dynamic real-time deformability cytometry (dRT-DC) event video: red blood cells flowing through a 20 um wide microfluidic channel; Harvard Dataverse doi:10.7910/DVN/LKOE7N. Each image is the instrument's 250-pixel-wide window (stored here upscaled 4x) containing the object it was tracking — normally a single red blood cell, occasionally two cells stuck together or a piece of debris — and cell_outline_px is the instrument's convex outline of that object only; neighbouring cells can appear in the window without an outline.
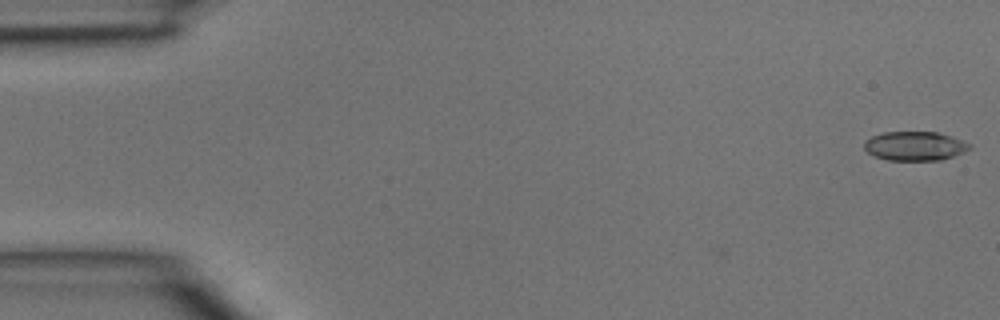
{"species": "common noctule bat (a hibernating species)", "species_latin": "Nyctalus noctula", "temperature_condition": "room temperature", "stored_images_in_passage": 45, "camera_frame_rate_fps": 3000, "um_per_image_px": 0.085, "animal": {"sex": "male", "body_mass_g": 15.6}, "frame": {"image": 1, "passage_image": 1, "time_ms": 0.0, "image_size_px": [1000, 320], "cell_outline_px": [[972, 148], [964, 152], [940, 160], [888, 160], [876, 156], [868, 152], [864, 148], [864, 140], [872, 136], [884, 132], [936, 132], [952, 136], [972, 144]], "centroid_in_image_um": [77.78, 12.4], "position_along_channel_um": 7.2, "area_um2": 17.86}}
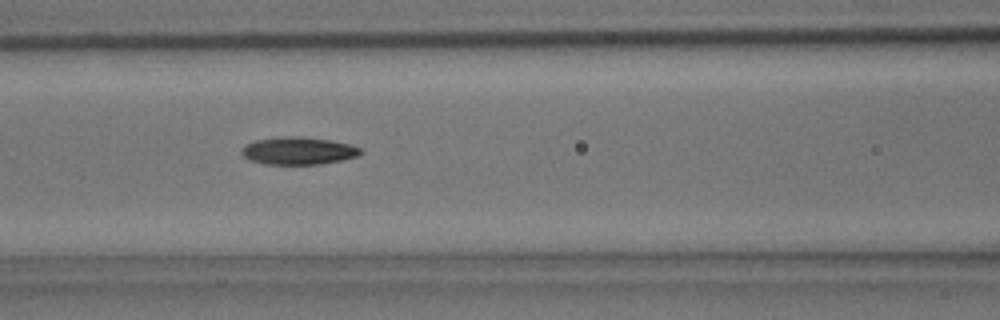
{"frame": {"image": 2, "passage_image": 19, "time_ms": 6.0, "image_size_px": [1000, 320], "cell_outline_px": [[364, 152], [356, 156], [344, 160], [320, 164], [264, 164], [252, 160], [244, 156], [240, 152], [248, 144], [256, 140], [280, 136], [300, 136], [328, 140], [348, 144], [360, 148]], "centroid_in_image_um": [25.38, 12.82], "position_along_channel_um": 141.2, "area_um2": 18.9}}
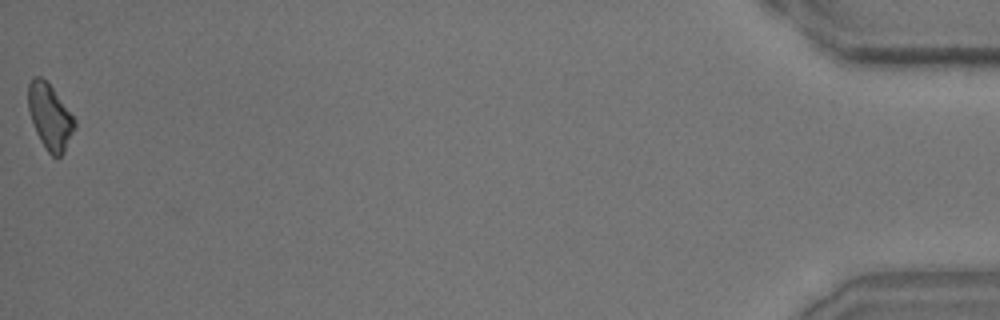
{"frame": {"image": 3, "passage_image": 45, "time_ms": 14.667, "image_size_px": [1000, 320], "cell_outline_px": [[76, 128], [64, 152], [60, 156], [52, 156], [48, 152], [40, 140], [36, 132], [28, 112], [28, 84], [36, 76], [40, 76], [52, 88], [76, 120]], "centroid_in_image_um": [4.24, 9.95], "position_along_channel_um": 431.0, "area_um2": 17.51}}